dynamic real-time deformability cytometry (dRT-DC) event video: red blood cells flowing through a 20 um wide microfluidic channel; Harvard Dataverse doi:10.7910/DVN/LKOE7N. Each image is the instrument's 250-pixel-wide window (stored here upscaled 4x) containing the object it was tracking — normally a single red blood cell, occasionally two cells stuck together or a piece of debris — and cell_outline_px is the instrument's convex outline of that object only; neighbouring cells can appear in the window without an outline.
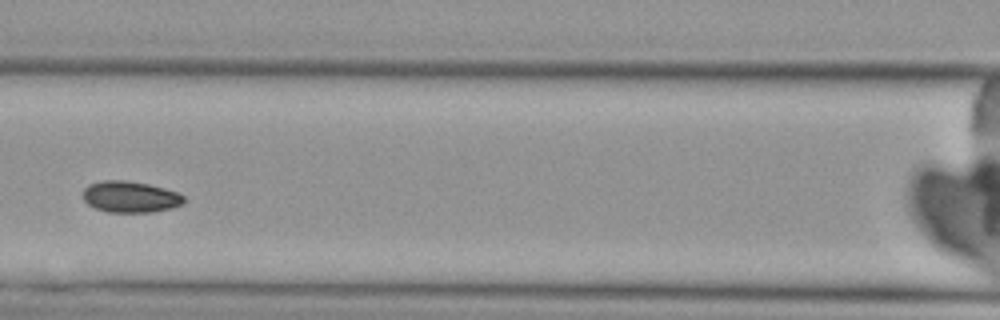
{"species": "Egyptian fruit bat (a non-hibernating species)", "species_latin": "Rousettus aegyptiacus", "temperature_condition": "cold", "stored_images_in_passage": 4, "camera_frame_rate_fps": 3000, "um_per_image_px": 0.085, "animal": {"sex": "female"}, "frame": {"image": 1, "passage_image": 4, "time_ms": 3.333, "image_size_px": [1000, 320], "cell_outline_px": [[184, 204], [172, 208], [152, 212], [108, 212], [96, 208], [88, 204], [84, 200], [84, 188], [88, 184], [104, 180], [124, 180], [148, 184], [164, 188], [176, 192], [184, 196]], "centroid_in_image_um": [11.08, 16.73], "position_along_channel_um": 155.5, "area_um2": 18.38}}